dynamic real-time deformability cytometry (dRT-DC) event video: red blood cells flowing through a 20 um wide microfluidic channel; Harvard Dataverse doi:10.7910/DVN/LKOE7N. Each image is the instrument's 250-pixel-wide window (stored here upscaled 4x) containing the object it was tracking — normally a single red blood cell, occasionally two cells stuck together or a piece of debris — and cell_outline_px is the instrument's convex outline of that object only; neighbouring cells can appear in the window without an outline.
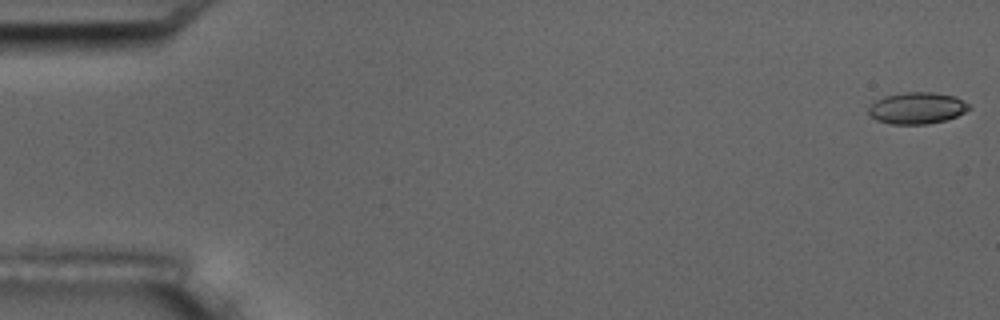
{"species": "common noctule bat (a hibernating species)", "species_latin": "Nyctalus noctula", "temperature_condition": "room temperature", "stored_images_in_passage": 7, "camera_frame_rate_fps": 3000, "um_per_image_px": 0.085, "animal": {"sex": "male", "body_mass_g": 17.5, "forearm_length_mm": 52.3}, "frame": {"image": 1, "passage_image": 1, "time_ms": 0.0, "image_size_px": [1000, 320], "cell_outline_px": [[972, 108], [956, 116], [944, 120], [928, 124], [892, 124], [876, 120], [868, 112], [868, 108], [876, 100], [884, 96], [904, 92], [932, 92], [956, 96], [968, 104]], "centroid_in_image_um": [77.95, 9.18], "position_along_channel_um": 7.1, "area_um2": 18.44}}
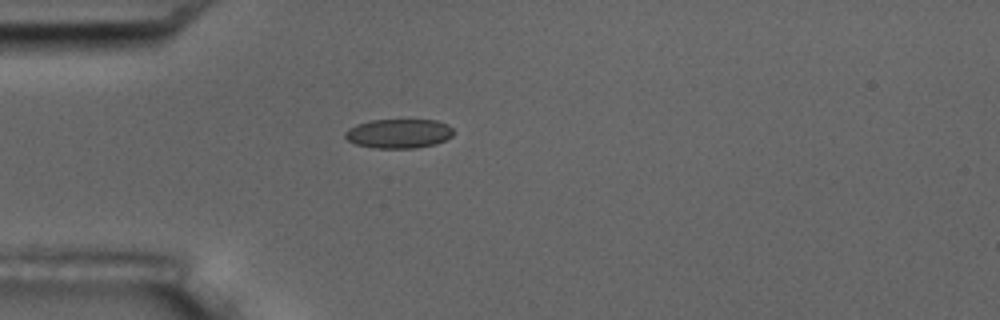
{"frame": {"image": 2, "passage_image": 5, "time_ms": 5.0, "image_size_px": [1000, 320], "cell_outline_px": [[452, 136], [436, 144], [416, 148], [376, 148], [356, 144], [348, 140], [344, 136], [344, 132], [348, 128], [356, 124], [372, 120], [436, 120], [448, 124], [452, 128]], "centroid_in_image_um": [33.88, 11.35], "position_along_channel_um": 51.1, "area_um2": 18.5}}